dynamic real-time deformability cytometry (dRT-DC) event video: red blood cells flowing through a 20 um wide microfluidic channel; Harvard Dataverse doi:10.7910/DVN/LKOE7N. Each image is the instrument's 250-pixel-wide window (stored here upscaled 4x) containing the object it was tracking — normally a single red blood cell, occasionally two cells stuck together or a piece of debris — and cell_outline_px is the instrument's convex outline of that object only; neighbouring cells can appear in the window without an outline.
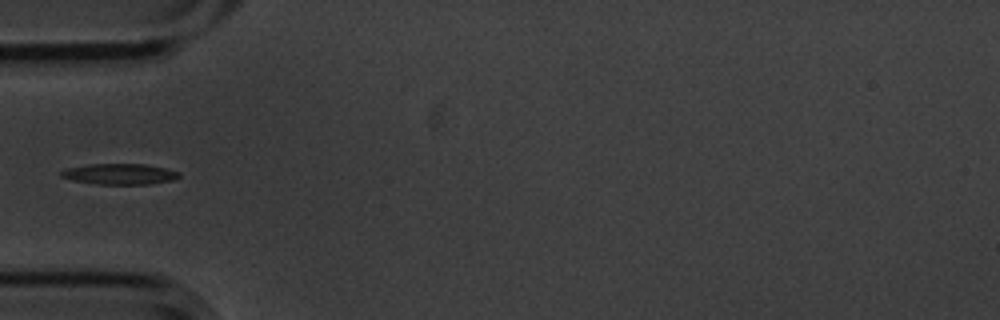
{"species": "common noctule bat (a hibernating species)", "species_latin": "Nyctalus noctula", "temperature_condition": "cold", "stored_images_in_passage": 10, "camera_frame_rate_fps": 3000, "um_per_image_px": 0.085, "animal": {"sex": "male", "body_mass_g": 20.1, "forearm_length_mm": 53.5}, "frame": {"image": 1, "passage_image": 5, "time_ms": 1.333, "image_size_px": [1000, 320], "cell_outline_px": [[180, 176], [172, 180], [148, 184], [96, 184], [72, 180], [60, 176], [60, 172], [68, 168], [88, 164], [144, 164], [164, 168], [180, 172]], "centroid_in_image_um": [10.16, 14.79], "position_along_channel_um": 74.8, "area_um2": 14.16}}
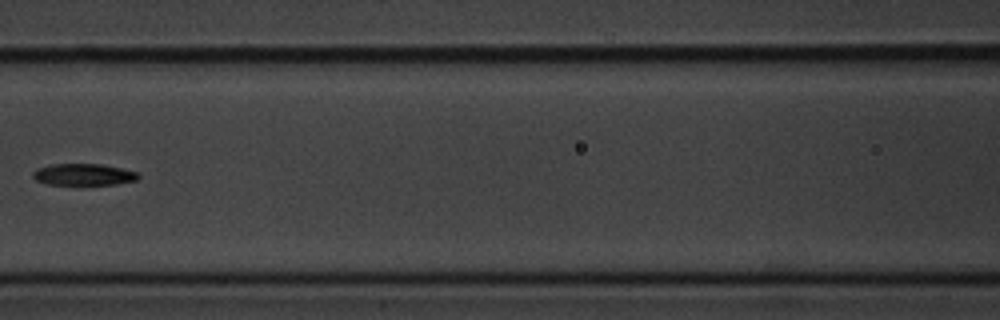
{"frame": {"image": 2, "passage_image": 7, "time_ms": 2.0, "image_size_px": [1000, 320], "cell_outline_px": [[140, 176], [136, 180], [116, 184], [48, 184], [36, 180], [32, 176], [32, 172], [36, 168], [52, 164], [100, 164], [140, 172]], "centroid_in_image_um": [7.1, 14.82], "position_along_channel_um": 159.5, "area_um2": 13.24}}
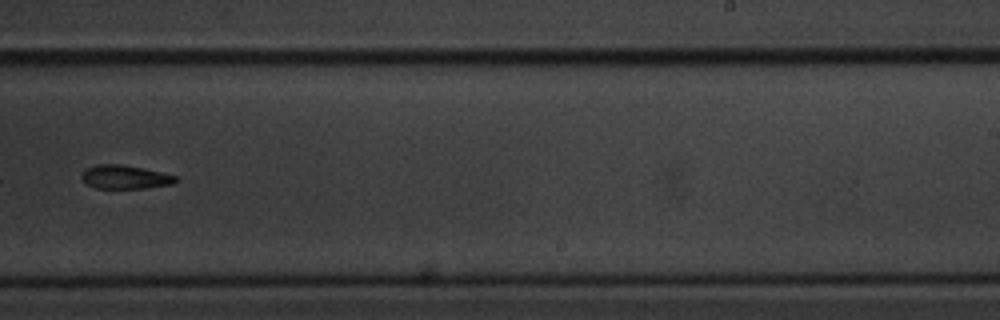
{"frame": {"image": 3, "passage_image": 10, "time_ms": 3.0, "image_size_px": [1000, 320], "cell_outline_px": [[176, 180], [172, 184], [144, 188], [96, 188], [88, 184], [80, 176], [88, 168], [96, 164], [120, 164], [160, 172], [176, 176]], "centroid_in_image_um": [10.61, 15.05], "position_along_channel_um": 278.4, "area_um2": 12.6}}